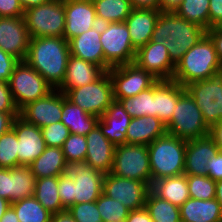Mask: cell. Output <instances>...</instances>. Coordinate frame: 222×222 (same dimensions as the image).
<instances>
[{"label": "cell", "mask_w": 222, "mask_h": 222, "mask_svg": "<svg viewBox=\"0 0 222 222\" xmlns=\"http://www.w3.org/2000/svg\"><path fill=\"white\" fill-rule=\"evenodd\" d=\"M70 55L64 37H36L30 39L25 61L57 89L64 81Z\"/></svg>", "instance_id": "6da1fadb"}, {"label": "cell", "mask_w": 222, "mask_h": 222, "mask_svg": "<svg viewBox=\"0 0 222 222\" xmlns=\"http://www.w3.org/2000/svg\"><path fill=\"white\" fill-rule=\"evenodd\" d=\"M206 34L207 30L179 17L175 12H160L151 40L166 46L176 66L184 54Z\"/></svg>", "instance_id": "7a4b0ae2"}, {"label": "cell", "mask_w": 222, "mask_h": 222, "mask_svg": "<svg viewBox=\"0 0 222 222\" xmlns=\"http://www.w3.org/2000/svg\"><path fill=\"white\" fill-rule=\"evenodd\" d=\"M220 70L222 63L217 56L213 41L206 34L177 63L172 80L185 87L190 83L208 79Z\"/></svg>", "instance_id": "3957f363"}, {"label": "cell", "mask_w": 222, "mask_h": 222, "mask_svg": "<svg viewBox=\"0 0 222 222\" xmlns=\"http://www.w3.org/2000/svg\"><path fill=\"white\" fill-rule=\"evenodd\" d=\"M186 141L166 133L148 145L152 182L184 174Z\"/></svg>", "instance_id": "277c9868"}, {"label": "cell", "mask_w": 222, "mask_h": 222, "mask_svg": "<svg viewBox=\"0 0 222 222\" xmlns=\"http://www.w3.org/2000/svg\"><path fill=\"white\" fill-rule=\"evenodd\" d=\"M171 119L165 124L167 133L182 140L189 141L210 135L200 108L185 90L173 109Z\"/></svg>", "instance_id": "5b68a950"}, {"label": "cell", "mask_w": 222, "mask_h": 222, "mask_svg": "<svg viewBox=\"0 0 222 222\" xmlns=\"http://www.w3.org/2000/svg\"><path fill=\"white\" fill-rule=\"evenodd\" d=\"M31 38L63 37L65 31L64 0H50L31 7L23 15Z\"/></svg>", "instance_id": "8992f818"}, {"label": "cell", "mask_w": 222, "mask_h": 222, "mask_svg": "<svg viewBox=\"0 0 222 222\" xmlns=\"http://www.w3.org/2000/svg\"><path fill=\"white\" fill-rule=\"evenodd\" d=\"M100 43L104 52V70L133 63L136 49L131 43L125 22L101 24Z\"/></svg>", "instance_id": "52a82bcc"}, {"label": "cell", "mask_w": 222, "mask_h": 222, "mask_svg": "<svg viewBox=\"0 0 222 222\" xmlns=\"http://www.w3.org/2000/svg\"><path fill=\"white\" fill-rule=\"evenodd\" d=\"M8 83L13 101L19 111L27 104L45 97L54 89L25 60L15 65Z\"/></svg>", "instance_id": "ba28073f"}, {"label": "cell", "mask_w": 222, "mask_h": 222, "mask_svg": "<svg viewBox=\"0 0 222 222\" xmlns=\"http://www.w3.org/2000/svg\"><path fill=\"white\" fill-rule=\"evenodd\" d=\"M112 174L152 185L147 145L123 144L115 146Z\"/></svg>", "instance_id": "9c48e42d"}, {"label": "cell", "mask_w": 222, "mask_h": 222, "mask_svg": "<svg viewBox=\"0 0 222 222\" xmlns=\"http://www.w3.org/2000/svg\"><path fill=\"white\" fill-rule=\"evenodd\" d=\"M185 90L200 108L206 125L211 129L222 122V70L208 79L185 86Z\"/></svg>", "instance_id": "30bf717a"}, {"label": "cell", "mask_w": 222, "mask_h": 222, "mask_svg": "<svg viewBox=\"0 0 222 222\" xmlns=\"http://www.w3.org/2000/svg\"><path fill=\"white\" fill-rule=\"evenodd\" d=\"M65 95L74 105L99 118L114 101L113 85L108 71L96 81L70 89Z\"/></svg>", "instance_id": "8fae6325"}, {"label": "cell", "mask_w": 222, "mask_h": 222, "mask_svg": "<svg viewBox=\"0 0 222 222\" xmlns=\"http://www.w3.org/2000/svg\"><path fill=\"white\" fill-rule=\"evenodd\" d=\"M63 175L74 181L75 204L96 201L102 194L105 174L85 160L66 162Z\"/></svg>", "instance_id": "7c38bea8"}, {"label": "cell", "mask_w": 222, "mask_h": 222, "mask_svg": "<svg viewBox=\"0 0 222 222\" xmlns=\"http://www.w3.org/2000/svg\"><path fill=\"white\" fill-rule=\"evenodd\" d=\"M108 73L113 85V98L136 96L158 81L157 78L140 68L135 62L111 67Z\"/></svg>", "instance_id": "4fadbf2b"}, {"label": "cell", "mask_w": 222, "mask_h": 222, "mask_svg": "<svg viewBox=\"0 0 222 222\" xmlns=\"http://www.w3.org/2000/svg\"><path fill=\"white\" fill-rule=\"evenodd\" d=\"M150 186L139 180L121 178L112 173L105 174L102 193L118 200L130 211L145 207Z\"/></svg>", "instance_id": "5bb4252c"}, {"label": "cell", "mask_w": 222, "mask_h": 222, "mask_svg": "<svg viewBox=\"0 0 222 222\" xmlns=\"http://www.w3.org/2000/svg\"><path fill=\"white\" fill-rule=\"evenodd\" d=\"M62 92L53 89L45 97L37 99L19 111V116L26 122L39 128L61 121Z\"/></svg>", "instance_id": "9a60e30c"}, {"label": "cell", "mask_w": 222, "mask_h": 222, "mask_svg": "<svg viewBox=\"0 0 222 222\" xmlns=\"http://www.w3.org/2000/svg\"><path fill=\"white\" fill-rule=\"evenodd\" d=\"M140 68L158 80H172L175 65L172 63L166 46L150 40L136 51L134 61Z\"/></svg>", "instance_id": "2e32d148"}, {"label": "cell", "mask_w": 222, "mask_h": 222, "mask_svg": "<svg viewBox=\"0 0 222 222\" xmlns=\"http://www.w3.org/2000/svg\"><path fill=\"white\" fill-rule=\"evenodd\" d=\"M30 39L23 17H0V48L4 52L24 61Z\"/></svg>", "instance_id": "e0dca14e"}, {"label": "cell", "mask_w": 222, "mask_h": 222, "mask_svg": "<svg viewBox=\"0 0 222 222\" xmlns=\"http://www.w3.org/2000/svg\"><path fill=\"white\" fill-rule=\"evenodd\" d=\"M12 129L18 138V166H29L47 147L41 128L18 116L14 119Z\"/></svg>", "instance_id": "ac0fdd59"}, {"label": "cell", "mask_w": 222, "mask_h": 222, "mask_svg": "<svg viewBox=\"0 0 222 222\" xmlns=\"http://www.w3.org/2000/svg\"><path fill=\"white\" fill-rule=\"evenodd\" d=\"M64 10L67 41L99 25L92 0H64Z\"/></svg>", "instance_id": "d6986e66"}, {"label": "cell", "mask_w": 222, "mask_h": 222, "mask_svg": "<svg viewBox=\"0 0 222 222\" xmlns=\"http://www.w3.org/2000/svg\"><path fill=\"white\" fill-rule=\"evenodd\" d=\"M219 151L210 135L186 141L184 174L207 176V164Z\"/></svg>", "instance_id": "ffe728a7"}, {"label": "cell", "mask_w": 222, "mask_h": 222, "mask_svg": "<svg viewBox=\"0 0 222 222\" xmlns=\"http://www.w3.org/2000/svg\"><path fill=\"white\" fill-rule=\"evenodd\" d=\"M87 152L85 161L103 174L111 172L115 145L110 142L96 125L87 135Z\"/></svg>", "instance_id": "44dd1931"}, {"label": "cell", "mask_w": 222, "mask_h": 222, "mask_svg": "<svg viewBox=\"0 0 222 222\" xmlns=\"http://www.w3.org/2000/svg\"><path fill=\"white\" fill-rule=\"evenodd\" d=\"M160 12V9L133 8L131 10L125 23L131 43L136 50L151 40Z\"/></svg>", "instance_id": "7402d4cb"}, {"label": "cell", "mask_w": 222, "mask_h": 222, "mask_svg": "<svg viewBox=\"0 0 222 222\" xmlns=\"http://www.w3.org/2000/svg\"><path fill=\"white\" fill-rule=\"evenodd\" d=\"M132 117L119 101L114 100L99 118L97 125L115 146L126 144V132Z\"/></svg>", "instance_id": "603a6c76"}, {"label": "cell", "mask_w": 222, "mask_h": 222, "mask_svg": "<svg viewBox=\"0 0 222 222\" xmlns=\"http://www.w3.org/2000/svg\"><path fill=\"white\" fill-rule=\"evenodd\" d=\"M105 72L98 65L70 55L64 81L57 89L66 94L70 89L82 87L96 81Z\"/></svg>", "instance_id": "cb8c5ba5"}, {"label": "cell", "mask_w": 222, "mask_h": 222, "mask_svg": "<svg viewBox=\"0 0 222 222\" xmlns=\"http://www.w3.org/2000/svg\"><path fill=\"white\" fill-rule=\"evenodd\" d=\"M101 24L68 41L70 54L104 69V52L100 43Z\"/></svg>", "instance_id": "d4e9b609"}, {"label": "cell", "mask_w": 222, "mask_h": 222, "mask_svg": "<svg viewBox=\"0 0 222 222\" xmlns=\"http://www.w3.org/2000/svg\"><path fill=\"white\" fill-rule=\"evenodd\" d=\"M167 133L166 125L154 116L132 118L126 132V144L149 145Z\"/></svg>", "instance_id": "484cf974"}, {"label": "cell", "mask_w": 222, "mask_h": 222, "mask_svg": "<svg viewBox=\"0 0 222 222\" xmlns=\"http://www.w3.org/2000/svg\"><path fill=\"white\" fill-rule=\"evenodd\" d=\"M185 87L173 80H158L154 84V112L163 123H167L174 112L179 96Z\"/></svg>", "instance_id": "4316f807"}, {"label": "cell", "mask_w": 222, "mask_h": 222, "mask_svg": "<svg viewBox=\"0 0 222 222\" xmlns=\"http://www.w3.org/2000/svg\"><path fill=\"white\" fill-rule=\"evenodd\" d=\"M179 208L181 222H222V208L215 198H189Z\"/></svg>", "instance_id": "83f0119b"}, {"label": "cell", "mask_w": 222, "mask_h": 222, "mask_svg": "<svg viewBox=\"0 0 222 222\" xmlns=\"http://www.w3.org/2000/svg\"><path fill=\"white\" fill-rule=\"evenodd\" d=\"M61 122L70 133L86 136L96 125L99 117L86 113L79 106L74 105L62 92Z\"/></svg>", "instance_id": "f1b7e54d"}, {"label": "cell", "mask_w": 222, "mask_h": 222, "mask_svg": "<svg viewBox=\"0 0 222 222\" xmlns=\"http://www.w3.org/2000/svg\"><path fill=\"white\" fill-rule=\"evenodd\" d=\"M150 190L159 198L167 200L177 207L190 198L185 174L153 181Z\"/></svg>", "instance_id": "f546056e"}, {"label": "cell", "mask_w": 222, "mask_h": 222, "mask_svg": "<svg viewBox=\"0 0 222 222\" xmlns=\"http://www.w3.org/2000/svg\"><path fill=\"white\" fill-rule=\"evenodd\" d=\"M66 165L62 148L46 147L29 166L36 179L63 175Z\"/></svg>", "instance_id": "4dcf8cb0"}, {"label": "cell", "mask_w": 222, "mask_h": 222, "mask_svg": "<svg viewBox=\"0 0 222 222\" xmlns=\"http://www.w3.org/2000/svg\"><path fill=\"white\" fill-rule=\"evenodd\" d=\"M99 24L125 22L133 9L130 0H92Z\"/></svg>", "instance_id": "1f68e13d"}, {"label": "cell", "mask_w": 222, "mask_h": 222, "mask_svg": "<svg viewBox=\"0 0 222 222\" xmlns=\"http://www.w3.org/2000/svg\"><path fill=\"white\" fill-rule=\"evenodd\" d=\"M34 197L52 214L66 210L58 195V176L36 179Z\"/></svg>", "instance_id": "d6a6232c"}, {"label": "cell", "mask_w": 222, "mask_h": 222, "mask_svg": "<svg viewBox=\"0 0 222 222\" xmlns=\"http://www.w3.org/2000/svg\"><path fill=\"white\" fill-rule=\"evenodd\" d=\"M124 107V110L132 117L154 116V85L138 95L130 98H114Z\"/></svg>", "instance_id": "836d02e7"}, {"label": "cell", "mask_w": 222, "mask_h": 222, "mask_svg": "<svg viewBox=\"0 0 222 222\" xmlns=\"http://www.w3.org/2000/svg\"><path fill=\"white\" fill-rule=\"evenodd\" d=\"M145 208L153 222H181L180 208L149 191Z\"/></svg>", "instance_id": "e575fe53"}, {"label": "cell", "mask_w": 222, "mask_h": 222, "mask_svg": "<svg viewBox=\"0 0 222 222\" xmlns=\"http://www.w3.org/2000/svg\"><path fill=\"white\" fill-rule=\"evenodd\" d=\"M12 203L34 196L36 177L30 166L20 165L11 168Z\"/></svg>", "instance_id": "d590c367"}, {"label": "cell", "mask_w": 222, "mask_h": 222, "mask_svg": "<svg viewBox=\"0 0 222 222\" xmlns=\"http://www.w3.org/2000/svg\"><path fill=\"white\" fill-rule=\"evenodd\" d=\"M19 222H51L52 213L34 197L24 198L11 204Z\"/></svg>", "instance_id": "8d00e7d4"}, {"label": "cell", "mask_w": 222, "mask_h": 222, "mask_svg": "<svg viewBox=\"0 0 222 222\" xmlns=\"http://www.w3.org/2000/svg\"><path fill=\"white\" fill-rule=\"evenodd\" d=\"M175 13L205 30L209 29V0H183Z\"/></svg>", "instance_id": "74e56055"}, {"label": "cell", "mask_w": 222, "mask_h": 222, "mask_svg": "<svg viewBox=\"0 0 222 222\" xmlns=\"http://www.w3.org/2000/svg\"><path fill=\"white\" fill-rule=\"evenodd\" d=\"M96 205L103 222H125L130 210L118 200L101 194Z\"/></svg>", "instance_id": "f35d334b"}, {"label": "cell", "mask_w": 222, "mask_h": 222, "mask_svg": "<svg viewBox=\"0 0 222 222\" xmlns=\"http://www.w3.org/2000/svg\"><path fill=\"white\" fill-rule=\"evenodd\" d=\"M187 184L190 198L209 200L216 196V181L209 176L187 175Z\"/></svg>", "instance_id": "ab89813d"}, {"label": "cell", "mask_w": 222, "mask_h": 222, "mask_svg": "<svg viewBox=\"0 0 222 222\" xmlns=\"http://www.w3.org/2000/svg\"><path fill=\"white\" fill-rule=\"evenodd\" d=\"M18 138L11 128L0 136V168H14L18 166Z\"/></svg>", "instance_id": "60d3db41"}, {"label": "cell", "mask_w": 222, "mask_h": 222, "mask_svg": "<svg viewBox=\"0 0 222 222\" xmlns=\"http://www.w3.org/2000/svg\"><path fill=\"white\" fill-rule=\"evenodd\" d=\"M66 162L83 161L87 152L86 136L70 133L62 146Z\"/></svg>", "instance_id": "b9f144b4"}, {"label": "cell", "mask_w": 222, "mask_h": 222, "mask_svg": "<svg viewBox=\"0 0 222 222\" xmlns=\"http://www.w3.org/2000/svg\"><path fill=\"white\" fill-rule=\"evenodd\" d=\"M42 136L47 147L62 148L69 137V129L60 121L41 128Z\"/></svg>", "instance_id": "7bdbcfd3"}, {"label": "cell", "mask_w": 222, "mask_h": 222, "mask_svg": "<svg viewBox=\"0 0 222 222\" xmlns=\"http://www.w3.org/2000/svg\"><path fill=\"white\" fill-rule=\"evenodd\" d=\"M68 211L76 222H103L96 201L74 204Z\"/></svg>", "instance_id": "ee69618b"}, {"label": "cell", "mask_w": 222, "mask_h": 222, "mask_svg": "<svg viewBox=\"0 0 222 222\" xmlns=\"http://www.w3.org/2000/svg\"><path fill=\"white\" fill-rule=\"evenodd\" d=\"M58 195L60 196L62 206L65 209H69L74 205V181L64 175L58 176Z\"/></svg>", "instance_id": "f6af8a7d"}, {"label": "cell", "mask_w": 222, "mask_h": 222, "mask_svg": "<svg viewBox=\"0 0 222 222\" xmlns=\"http://www.w3.org/2000/svg\"><path fill=\"white\" fill-rule=\"evenodd\" d=\"M19 62L17 58L0 48V82H8L15 65Z\"/></svg>", "instance_id": "bcb514c9"}, {"label": "cell", "mask_w": 222, "mask_h": 222, "mask_svg": "<svg viewBox=\"0 0 222 222\" xmlns=\"http://www.w3.org/2000/svg\"><path fill=\"white\" fill-rule=\"evenodd\" d=\"M0 112H19L13 101L8 82H0Z\"/></svg>", "instance_id": "7dc6e473"}, {"label": "cell", "mask_w": 222, "mask_h": 222, "mask_svg": "<svg viewBox=\"0 0 222 222\" xmlns=\"http://www.w3.org/2000/svg\"><path fill=\"white\" fill-rule=\"evenodd\" d=\"M24 11L19 0H0V17H23Z\"/></svg>", "instance_id": "c3c4849f"}, {"label": "cell", "mask_w": 222, "mask_h": 222, "mask_svg": "<svg viewBox=\"0 0 222 222\" xmlns=\"http://www.w3.org/2000/svg\"><path fill=\"white\" fill-rule=\"evenodd\" d=\"M0 197L12 204V174L11 168H0Z\"/></svg>", "instance_id": "681fc988"}, {"label": "cell", "mask_w": 222, "mask_h": 222, "mask_svg": "<svg viewBox=\"0 0 222 222\" xmlns=\"http://www.w3.org/2000/svg\"><path fill=\"white\" fill-rule=\"evenodd\" d=\"M207 176L211 177L214 181L222 179V151L210 159L207 164Z\"/></svg>", "instance_id": "f907efd6"}, {"label": "cell", "mask_w": 222, "mask_h": 222, "mask_svg": "<svg viewBox=\"0 0 222 222\" xmlns=\"http://www.w3.org/2000/svg\"><path fill=\"white\" fill-rule=\"evenodd\" d=\"M222 21V0H209V29Z\"/></svg>", "instance_id": "816d5d0a"}, {"label": "cell", "mask_w": 222, "mask_h": 222, "mask_svg": "<svg viewBox=\"0 0 222 222\" xmlns=\"http://www.w3.org/2000/svg\"><path fill=\"white\" fill-rule=\"evenodd\" d=\"M207 35L213 41L217 56L222 63V30L214 26L207 30Z\"/></svg>", "instance_id": "f5cc1de1"}, {"label": "cell", "mask_w": 222, "mask_h": 222, "mask_svg": "<svg viewBox=\"0 0 222 222\" xmlns=\"http://www.w3.org/2000/svg\"><path fill=\"white\" fill-rule=\"evenodd\" d=\"M19 116V112H0V136L12 128L14 119Z\"/></svg>", "instance_id": "db71d44e"}, {"label": "cell", "mask_w": 222, "mask_h": 222, "mask_svg": "<svg viewBox=\"0 0 222 222\" xmlns=\"http://www.w3.org/2000/svg\"><path fill=\"white\" fill-rule=\"evenodd\" d=\"M125 222H153L145 207L129 212Z\"/></svg>", "instance_id": "11a10c76"}, {"label": "cell", "mask_w": 222, "mask_h": 222, "mask_svg": "<svg viewBox=\"0 0 222 222\" xmlns=\"http://www.w3.org/2000/svg\"><path fill=\"white\" fill-rule=\"evenodd\" d=\"M132 8L159 9V0H130Z\"/></svg>", "instance_id": "9f6ffc18"}, {"label": "cell", "mask_w": 222, "mask_h": 222, "mask_svg": "<svg viewBox=\"0 0 222 222\" xmlns=\"http://www.w3.org/2000/svg\"><path fill=\"white\" fill-rule=\"evenodd\" d=\"M183 0H159V9L161 12H175Z\"/></svg>", "instance_id": "6f0895ef"}, {"label": "cell", "mask_w": 222, "mask_h": 222, "mask_svg": "<svg viewBox=\"0 0 222 222\" xmlns=\"http://www.w3.org/2000/svg\"><path fill=\"white\" fill-rule=\"evenodd\" d=\"M210 136L214 139L219 150L222 151V122L215 124L210 129Z\"/></svg>", "instance_id": "680465c9"}, {"label": "cell", "mask_w": 222, "mask_h": 222, "mask_svg": "<svg viewBox=\"0 0 222 222\" xmlns=\"http://www.w3.org/2000/svg\"><path fill=\"white\" fill-rule=\"evenodd\" d=\"M51 222H76L68 209L52 214Z\"/></svg>", "instance_id": "91938a15"}, {"label": "cell", "mask_w": 222, "mask_h": 222, "mask_svg": "<svg viewBox=\"0 0 222 222\" xmlns=\"http://www.w3.org/2000/svg\"><path fill=\"white\" fill-rule=\"evenodd\" d=\"M0 222H19L14 208L10 205Z\"/></svg>", "instance_id": "94428289"}, {"label": "cell", "mask_w": 222, "mask_h": 222, "mask_svg": "<svg viewBox=\"0 0 222 222\" xmlns=\"http://www.w3.org/2000/svg\"><path fill=\"white\" fill-rule=\"evenodd\" d=\"M50 0H19L24 10H27L31 7L38 6L40 4H44Z\"/></svg>", "instance_id": "6125c7cd"}, {"label": "cell", "mask_w": 222, "mask_h": 222, "mask_svg": "<svg viewBox=\"0 0 222 222\" xmlns=\"http://www.w3.org/2000/svg\"><path fill=\"white\" fill-rule=\"evenodd\" d=\"M216 196L215 199L218 201V203L221 205L222 208V179L216 181Z\"/></svg>", "instance_id": "be15d7a7"}, {"label": "cell", "mask_w": 222, "mask_h": 222, "mask_svg": "<svg viewBox=\"0 0 222 222\" xmlns=\"http://www.w3.org/2000/svg\"><path fill=\"white\" fill-rule=\"evenodd\" d=\"M11 203L5 198L0 197V219L3 217Z\"/></svg>", "instance_id": "e7e4bbea"}, {"label": "cell", "mask_w": 222, "mask_h": 222, "mask_svg": "<svg viewBox=\"0 0 222 222\" xmlns=\"http://www.w3.org/2000/svg\"><path fill=\"white\" fill-rule=\"evenodd\" d=\"M217 27L222 30V21L217 25Z\"/></svg>", "instance_id": "03108f58"}]
</instances>
